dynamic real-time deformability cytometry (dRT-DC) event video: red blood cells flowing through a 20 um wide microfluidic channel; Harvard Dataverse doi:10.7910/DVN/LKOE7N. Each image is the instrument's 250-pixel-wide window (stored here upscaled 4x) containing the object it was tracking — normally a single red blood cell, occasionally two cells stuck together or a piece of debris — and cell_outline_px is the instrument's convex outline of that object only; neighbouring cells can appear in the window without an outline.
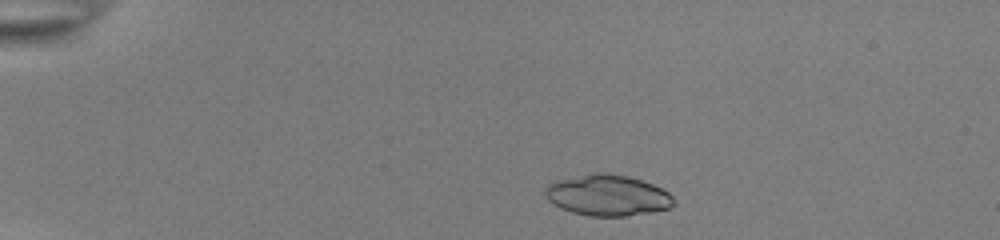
{"species": "common noctule bat (a hibernating species)", "species_latin": "Nyctalus noctula", "temperature_condition": "room temperature", "stored_images_in_passage": 46, "camera_frame_rate_fps": 3000, "um_per_image_px": 0.085, "animal": {"sex": "female", "body_mass_g": 22.0, "forearm_length_mm": 56.7}, "frame": {"image": 1, "passage_image": 4, "time_ms": 1.0, "image_size_px": [1000, 240], "cell_outline_px": [[676, 204], [668, 208], [652, 212], [624, 216], [592, 216], [572, 212], [560, 208], [548, 200], [544, 196], [544, 188], [548, 184], [556, 180], [596, 172], [628, 176], [652, 184], [668, 192], [676, 200]], "centroid_in_image_um": [51.63, 16.6], "position_along_channel_um": 33.4, "area_um2": 30.69}}